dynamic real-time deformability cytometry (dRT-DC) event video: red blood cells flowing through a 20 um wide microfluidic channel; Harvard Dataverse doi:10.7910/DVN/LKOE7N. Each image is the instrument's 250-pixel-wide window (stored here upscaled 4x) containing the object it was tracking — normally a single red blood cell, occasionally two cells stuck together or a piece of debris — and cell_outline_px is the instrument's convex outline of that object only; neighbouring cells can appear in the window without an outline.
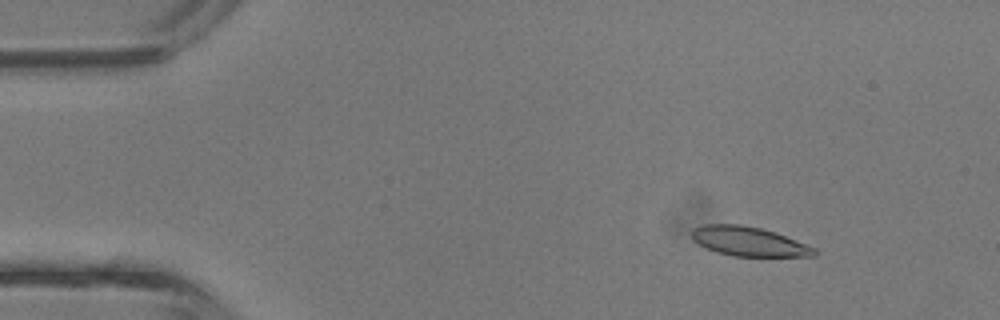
{"species": "common noctule bat (a hibernating species)", "species_latin": "Nyctalus noctula", "temperature_condition": "room temperature", "stored_images_in_passage": 5, "segment_of_instrument_passage": [1, 2], "camera_frame_rate_fps": 3000, "um_per_image_px": 0.085, "animal": {"sex": "male", "body_mass_g": 13.3}, "frame": {"image": 1, "passage_image": 2, "time_ms": 0.333, "image_size_px": [1000, 320], "cell_outline_px": [[816, 256], [732, 256], [716, 252], [692, 240], [692, 228], [704, 224], [740, 224], [760, 228], [784, 236], [816, 248]], "centroid_in_image_um": [63.61, 20.52], "position_along_channel_um": 21.4, "area_um2": 20.69}}